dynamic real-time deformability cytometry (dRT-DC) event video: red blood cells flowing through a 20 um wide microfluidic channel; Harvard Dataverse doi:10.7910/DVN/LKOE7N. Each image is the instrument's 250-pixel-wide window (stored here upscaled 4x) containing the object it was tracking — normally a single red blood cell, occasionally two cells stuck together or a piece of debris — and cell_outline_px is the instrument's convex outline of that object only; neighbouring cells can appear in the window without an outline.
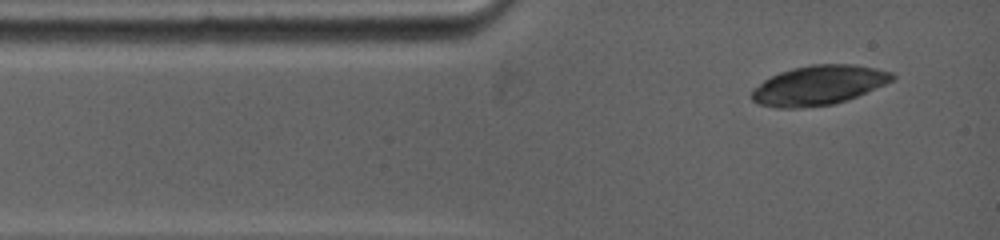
{"species": "common noctule bat (a hibernating species)", "species_latin": "Nyctalus noctula", "temperature_condition": "warm", "stored_images_in_passage": 7, "camera_frame_rate_fps": 5000, "um_per_image_px": 0.085, "animal": {"sex": "female", "body_mass_g": 19.0, "forearm_length_mm": 53.3}, "frame": {"image": 1, "passage_image": 1, "time_ms": 0.0, "image_size_px": [1000, 240], "cell_outline_px": [[896, 76], [892, 80], [884, 84], [856, 96], [832, 104], [800, 108], [776, 108], [760, 104], [752, 100], [752, 88], [764, 80], [780, 72], [792, 68], [812, 64], [852, 64], [876, 68], [892, 72]], "centroid_in_image_um": [69.55, 7.24], "position_along_channel_um": 15.4, "area_um2": 32.08}}
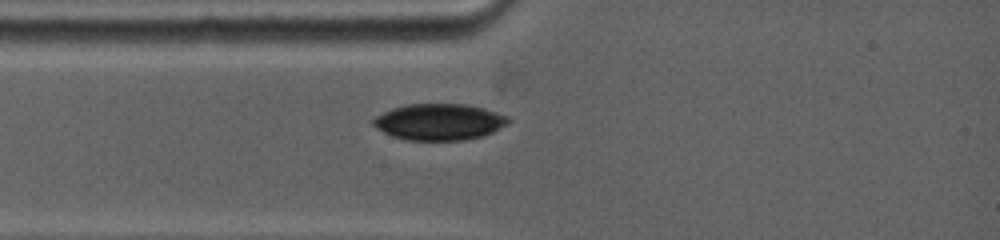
{"frame": {"image": 2, "passage_image": 3, "time_ms": 1.6, "image_size_px": [1000, 240], "cell_outline_px": [[512, 120], [492, 132], [480, 136], [464, 140], [408, 140], [392, 136], [384, 132], [372, 124], [372, 120], [376, 116], [392, 108], [408, 104], [468, 104], [484, 108], [508, 116]], "centroid_in_image_um": [37.33, 10.35], "position_along_channel_um": 47.7, "area_um2": 28.44}}
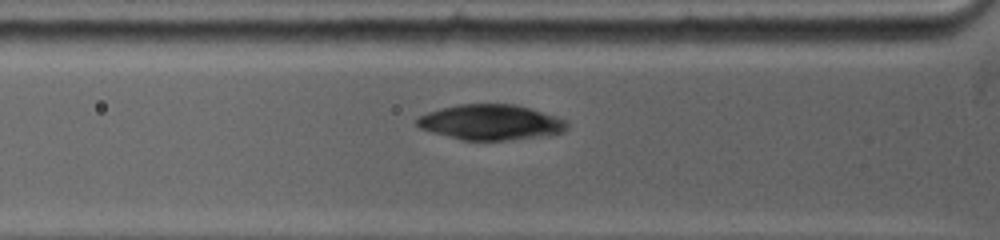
{"frame": {"image": 3, "passage_image": 6, "time_ms": 2.6, "image_size_px": [1000, 240], "cell_outline_px": [[568, 128], [564, 132], [548, 136], [508, 140], [460, 140], [432, 132], [420, 128], [416, 124], [416, 120], [420, 116], [428, 112], [440, 108], [460, 104], [516, 104], [556, 116], [564, 120], [568, 124]], "centroid_in_image_um": [41.73, 10.4], "position_along_channel_um": 84.1, "area_um2": 31.04}}